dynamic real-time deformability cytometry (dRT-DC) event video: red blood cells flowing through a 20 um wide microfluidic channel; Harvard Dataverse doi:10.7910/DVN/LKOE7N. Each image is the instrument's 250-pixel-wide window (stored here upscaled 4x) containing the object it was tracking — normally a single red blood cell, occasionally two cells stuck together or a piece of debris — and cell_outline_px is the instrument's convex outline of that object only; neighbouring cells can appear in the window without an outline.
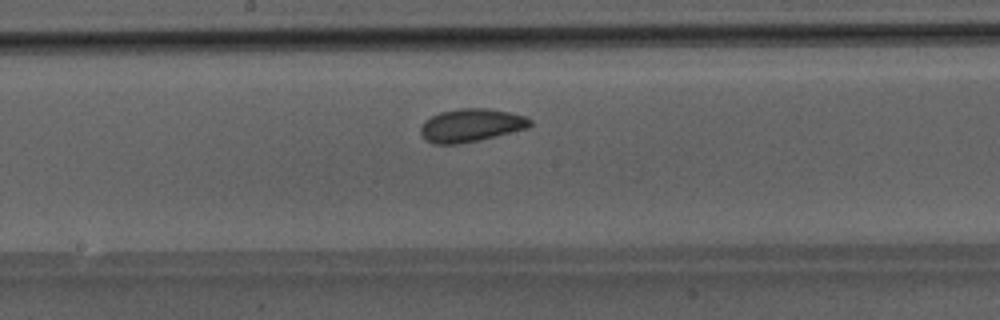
{"species": "Egyptian fruit bat (a non-hibernating species)", "species_latin": "Rousettus aegyptiacus", "temperature_condition": "room temperature", "stored_images_in_passage": 40, "camera_frame_rate_fps": 3000, "um_per_image_px": 0.085, "animal": {"sex": "male"}, "frame": {"image": 1, "passage_image": 17, "time_ms": 5.333, "image_size_px": [1000, 320], "cell_outline_px": [[532, 124], [528, 128], [480, 140], [456, 144], [432, 144], [420, 132], [420, 128], [424, 120], [440, 112], [456, 108], [488, 108], [508, 112], [524, 116], [532, 120]], "centroid_in_image_um": [40.04, 10.64], "position_along_channel_um": 208.2, "area_um2": 21.1}}
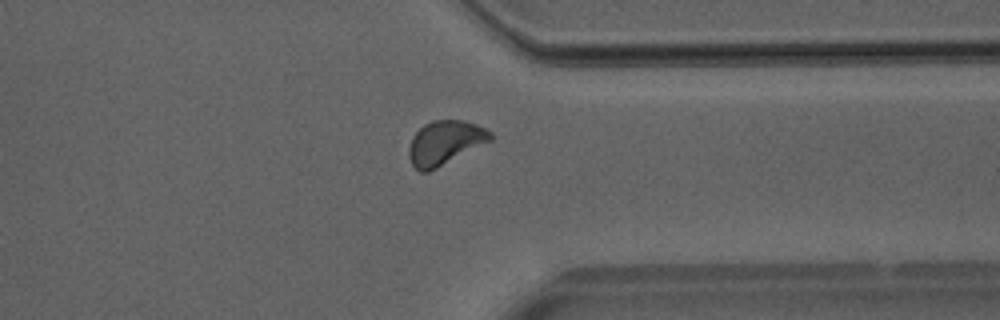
{"frame": {"image": 2, "passage_image": 29, "time_ms": 9.333, "image_size_px": [1000, 320], "cell_outline_px": [[492, 140], [428, 172], [420, 172], [412, 164], [408, 156], [408, 148], [412, 136], [424, 124], [432, 120], [464, 120], [476, 124], [492, 132]], "centroid_in_image_um": [37.8, 12.12], "position_along_channel_um": 373.6, "area_um2": 20.87}}
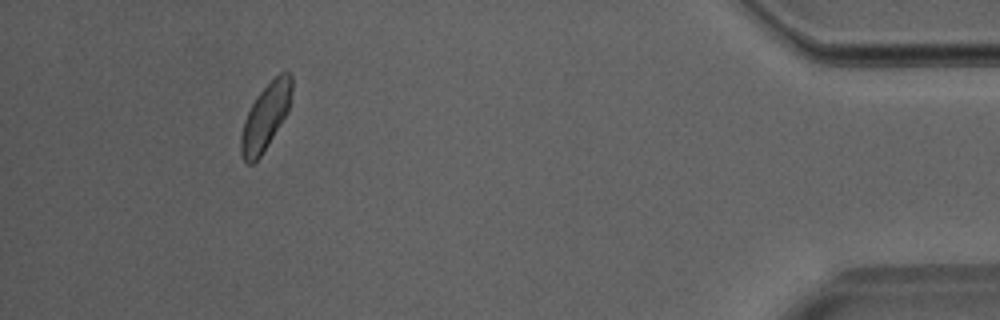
{"frame": {"image": 3, "passage_image": 36, "time_ms": 11.667, "image_size_px": [1000, 320], "cell_outline_px": [[292, 88], [288, 112], [260, 156], [252, 164], [248, 164], [244, 160], [240, 152], [240, 136], [244, 120], [256, 96], [280, 72], [288, 72], [292, 76]], "centroid_in_image_um": [22.56, 9.93], "position_along_channel_um": 412.6, "area_um2": 19.25}}